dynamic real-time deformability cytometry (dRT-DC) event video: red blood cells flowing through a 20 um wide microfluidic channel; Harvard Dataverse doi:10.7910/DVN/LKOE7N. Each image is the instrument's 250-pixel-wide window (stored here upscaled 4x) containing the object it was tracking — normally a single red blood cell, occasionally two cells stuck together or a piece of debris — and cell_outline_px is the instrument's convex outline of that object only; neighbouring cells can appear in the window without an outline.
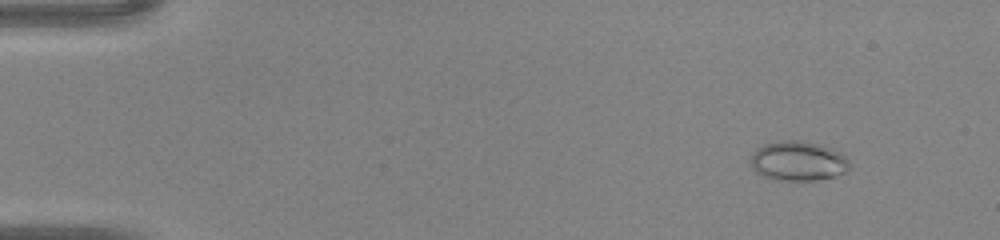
{"species": "common noctule bat (a hibernating species)", "species_latin": "Nyctalus noctula", "temperature_condition": "warm", "stored_images_in_passage": 46, "camera_frame_rate_fps": 3000, "um_per_image_px": 0.085, "animal": {"sex": "male", "body_mass_g": 20.0, "forearm_length_mm": 53.3}, "frame": {"image": 1, "passage_image": 5, "time_ms": 1.333, "image_size_px": [1000, 240], "cell_outline_px": [[848, 168], [844, 172], [836, 176], [816, 180], [776, 180], [760, 176], [752, 168], [752, 152], [764, 144], [784, 140], [796, 140], [820, 144], [844, 152], [848, 160]], "centroid_in_image_um": [67.85, 13.68], "position_along_channel_um": 17.2, "area_um2": 22.95}}
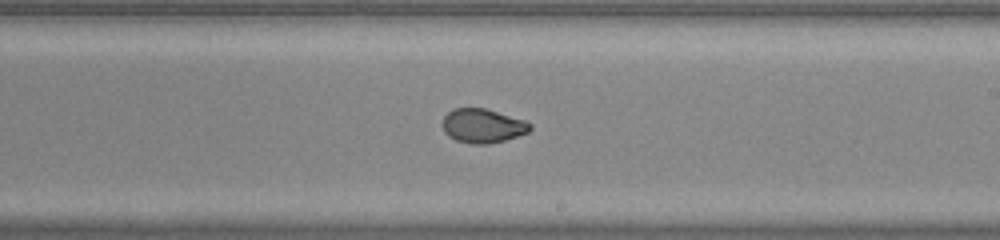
{"frame": {"image": 2, "passage_image": 28, "time_ms": 9.0, "image_size_px": [1000, 240], "cell_outline_px": [[532, 128], [528, 132], [504, 140], [488, 144], [472, 144], [456, 140], [448, 136], [444, 132], [444, 116], [448, 112], [456, 108], [484, 108], [524, 120], [532, 124]], "centroid_in_image_um": [41.03, 10.7], "position_along_channel_um": 248.0, "area_um2": 17.17}}
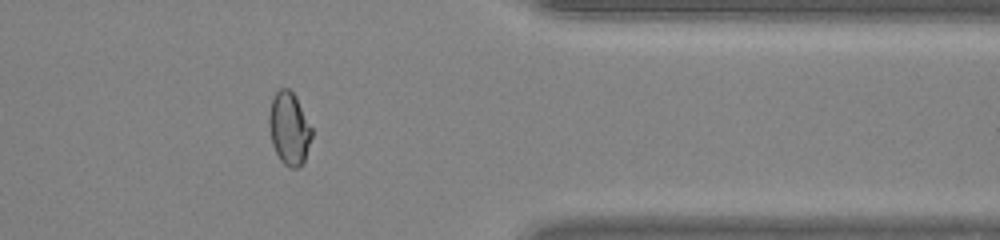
{"frame": {"image": 3, "passage_image": 38, "time_ms": 12.333, "image_size_px": [1000, 240], "cell_outline_px": [[312, 136], [304, 160], [296, 168], [288, 168], [280, 160], [272, 144], [268, 124], [268, 112], [272, 96], [280, 88], [288, 88], [296, 96], [312, 128]], "centroid_in_image_um": [24.55, 10.89], "position_along_channel_um": 386.8, "area_um2": 18.21}}